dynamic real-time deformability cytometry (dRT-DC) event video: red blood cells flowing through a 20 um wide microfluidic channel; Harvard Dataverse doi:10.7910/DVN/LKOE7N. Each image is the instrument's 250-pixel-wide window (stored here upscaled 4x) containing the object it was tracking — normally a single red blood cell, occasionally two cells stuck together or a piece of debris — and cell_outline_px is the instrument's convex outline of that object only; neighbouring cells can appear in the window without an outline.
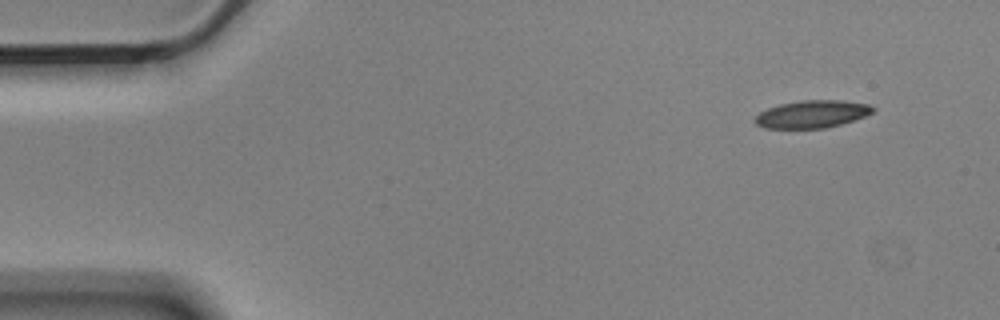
{"species": "Egyptian fruit bat (a non-hibernating species)", "species_latin": "Rousettus aegyptiacus", "temperature_condition": "cold", "stored_images_in_passage": 10, "camera_frame_rate_fps": 3000, "um_per_image_px": 0.085, "animal": {"sex": "male"}, "frame": {"image": 1, "passage_image": 1, "time_ms": 0.0, "image_size_px": [1000, 320], "cell_outline_px": [[876, 108], [872, 112], [864, 116], [840, 124], [824, 128], [764, 128], [756, 124], [752, 120], [760, 112], [768, 108], [780, 104], [800, 100], [844, 100], [868, 104]], "centroid_in_image_um": [69.0, 9.69], "position_along_channel_um": 16.0, "area_um2": 18.84}}
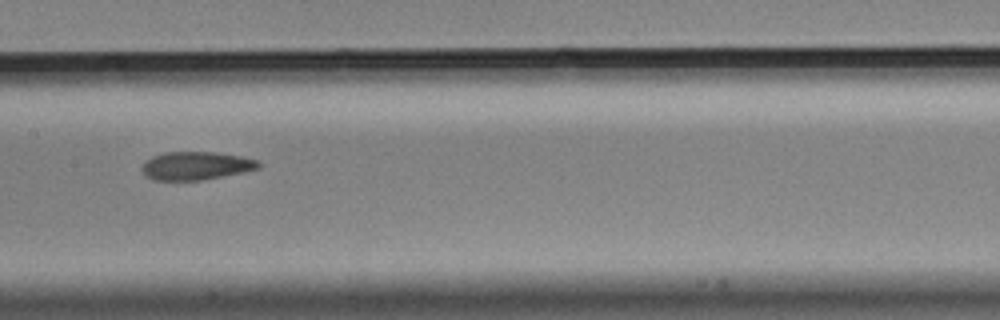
{"frame": {"image": 2, "passage_image": 7, "time_ms": 2.0, "image_size_px": [1000, 320], "cell_outline_px": [[260, 168], [244, 172], [200, 180], [152, 180], [144, 176], [140, 168], [152, 156], [164, 152], [216, 152], [240, 156], [260, 160]], "centroid_in_image_um": [16.65, 14.09], "position_along_channel_um": 190.7, "area_um2": 19.25}}
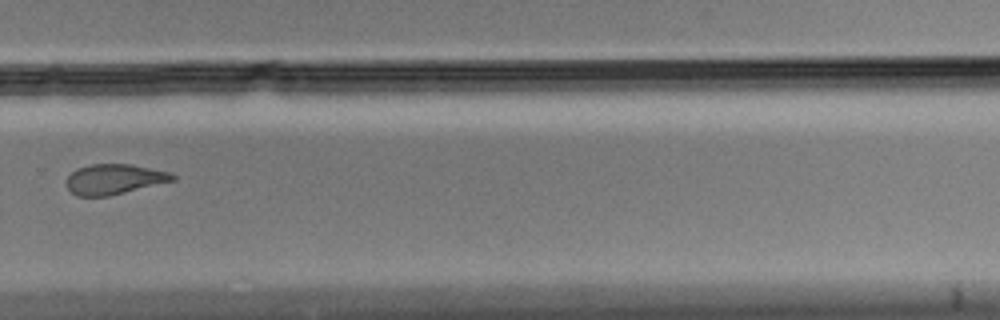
{"frame": {"image": 3, "passage_image": 10, "time_ms": 3.0, "image_size_px": [1000, 320], "cell_outline_px": [[176, 180], [108, 196], [76, 196], [68, 188], [68, 176], [76, 168], [92, 164], [128, 164], [168, 172], [176, 176]], "centroid_in_image_um": [9.7, 15.23], "position_along_channel_um": 320.1, "area_um2": 18.38}}